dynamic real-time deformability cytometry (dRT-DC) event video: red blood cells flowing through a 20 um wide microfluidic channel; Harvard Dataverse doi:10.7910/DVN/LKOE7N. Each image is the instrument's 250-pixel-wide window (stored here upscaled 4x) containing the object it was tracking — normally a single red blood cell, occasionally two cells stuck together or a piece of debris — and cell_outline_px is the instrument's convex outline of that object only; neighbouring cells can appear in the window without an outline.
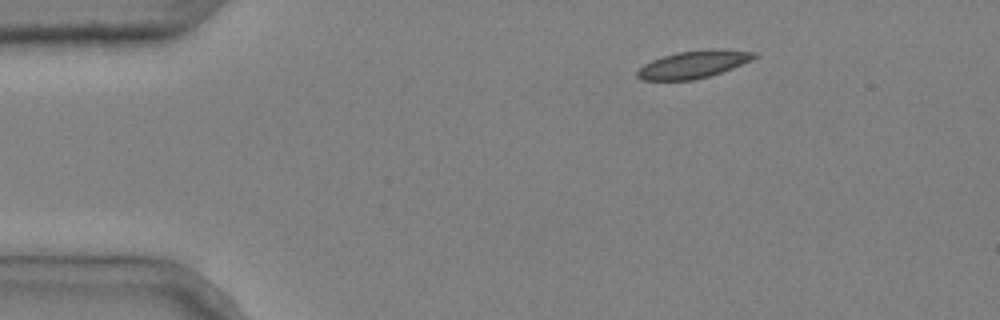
{"species": "common noctule bat (a hibernating species)", "species_latin": "Nyctalus noctula", "temperature_condition": "cold", "stored_images_in_passage": 2, "camera_frame_rate_fps": 3000, "um_per_image_px": 0.085, "animal": {"sex": "male", "body_mass_g": 20.4}, "frame": {"image": 1, "passage_image": 2, "time_ms": 0.333, "image_size_px": [1000, 320], "cell_outline_px": [[760, 56], [732, 68], [708, 76], [692, 80], [640, 80], [636, 76], [636, 72], [644, 64], [652, 60], [676, 52], [708, 48], [720, 48], [756, 52]], "centroid_in_image_um": [58.96, 5.45], "position_along_channel_um": 26.0, "area_um2": 18.84}}